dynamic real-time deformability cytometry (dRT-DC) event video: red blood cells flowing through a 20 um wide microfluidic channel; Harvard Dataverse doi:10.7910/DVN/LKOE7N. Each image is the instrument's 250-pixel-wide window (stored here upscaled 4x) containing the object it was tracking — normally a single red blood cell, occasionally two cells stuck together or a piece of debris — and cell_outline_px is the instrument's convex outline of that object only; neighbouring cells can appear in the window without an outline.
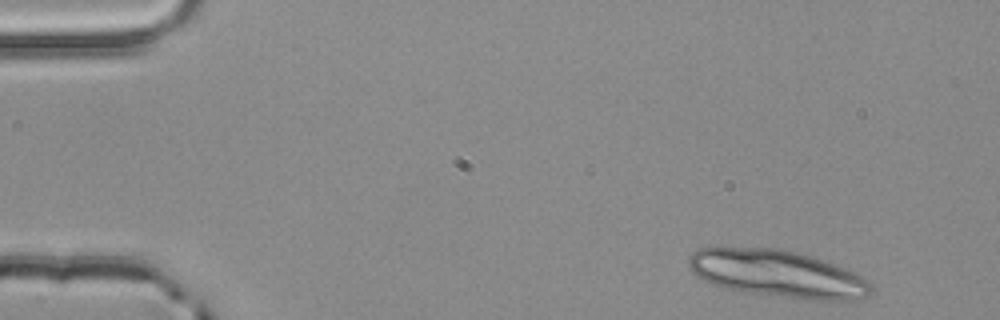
{"species": "common noctule bat (a hibernating species)", "species_latin": "Nyctalus noctula", "temperature_condition": "room temperature", "stored_images_in_passage": 4, "camera_frame_rate_fps": 3000, "um_per_image_px": 0.085, "animal": {"sex": "male", "body_mass_g": 20.4}, "frame": {"image": 1, "passage_image": 1, "time_ms": 0.0, "image_size_px": [1000, 320], "cell_outline_px": [[872, 292], [868, 296], [852, 300], [804, 300], [744, 292], [712, 284], [692, 272], [688, 264], [688, 256], [696, 248], [720, 244], [776, 248], [796, 252], [812, 256], [824, 260], [872, 280]], "centroid_in_image_um": [66.04, 23.23], "position_along_channel_um": 19.0, "area_um2": 51.56}}